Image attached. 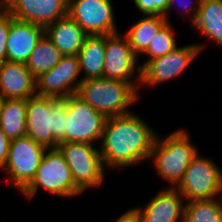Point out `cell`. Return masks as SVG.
Masks as SVG:
<instances>
[{
  "instance_id": "1",
  "label": "cell",
  "mask_w": 222,
  "mask_h": 222,
  "mask_svg": "<svg viewBox=\"0 0 222 222\" xmlns=\"http://www.w3.org/2000/svg\"><path fill=\"white\" fill-rule=\"evenodd\" d=\"M157 135L152 126L134 111L107 117L98 145L106 170L132 168L148 161Z\"/></svg>"
},
{
  "instance_id": "2",
  "label": "cell",
  "mask_w": 222,
  "mask_h": 222,
  "mask_svg": "<svg viewBox=\"0 0 222 222\" xmlns=\"http://www.w3.org/2000/svg\"><path fill=\"white\" fill-rule=\"evenodd\" d=\"M187 129L179 128L164 138L157 135L151 151L150 159L157 175L175 188L182 180L188 166L199 153L193 146Z\"/></svg>"
},
{
  "instance_id": "3",
  "label": "cell",
  "mask_w": 222,
  "mask_h": 222,
  "mask_svg": "<svg viewBox=\"0 0 222 222\" xmlns=\"http://www.w3.org/2000/svg\"><path fill=\"white\" fill-rule=\"evenodd\" d=\"M139 93L131 83L101 77L82 80L76 95L106 117H115L133 112L130 106Z\"/></svg>"
},
{
  "instance_id": "4",
  "label": "cell",
  "mask_w": 222,
  "mask_h": 222,
  "mask_svg": "<svg viewBox=\"0 0 222 222\" xmlns=\"http://www.w3.org/2000/svg\"><path fill=\"white\" fill-rule=\"evenodd\" d=\"M41 188L66 199L83 193L75 185L68 164L57 148L44 152L35 177L21 194L30 201Z\"/></svg>"
},
{
  "instance_id": "5",
  "label": "cell",
  "mask_w": 222,
  "mask_h": 222,
  "mask_svg": "<svg viewBox=\"0 0 222 222\" xmlns=\"http://www.w3.org/2000/svg\"><path fill=\"white\" fill-rule=\"evenodd\" d=\"M57 149L67 162L75 185L82 192L103 184L106 168L95 144L65 142L59 143Z\"/></svg>"
},
{
  "instance_id": "6",
  "label": "cell",
  "mask_w": 222,
  "mask_h": 222,
  "mask_svg": "<svg viewBox=\"0 0 222 222\" xmlns=\"http://www.w3.org/2000/svg\"><path fill=\"white\" fill-rule=\"evenodd\" d=\"M175 188L186 202L222 197V170L212 159L198 153Z\"/></svg>"
},
{
  "instance_id": "7",
  "label": "cell",
  "mask_w": 222,
  "mask_h": 222,
  "mask_svg": "<svg viewBox=\"0 0 222 222\" xmlns=\"http://www.w3.org/2000/svg\"><path fill=\"white\" fill-rule=\"evenodd\" d=\"M46 150L44 146L36 143L27 135L11 140L8 158L3 170L6 179L20 193L35 177Z\"/></svg>"
},
{
  "instance_id": "8",
  "label": "cell",
  "mask_w": 222,
  "mask_h": 222,
  "mask_svg": "<svg viewBox=\"0 0 222 222\" xmlns=\"http://www.w3.org/2000/svg\"><path fill=\"white\" fill-rule=\"evenodd\" d=\"M203 46L202 43L177 46L165 56L149 60L141 68L140 85L154 87L179 78L203 51Z\"/></svg>"
},
{
  "instance_id": "9",
  "label": "cell",
  "mask_w": 222,
  "mask_h": 222,
  "mask_svg": "<svg viewBox=\"0 0 222 222\" xmlns=\"http://www.w3.org/2000/svg\"><path fill=\"white\" fill-rule=\"evenodd\" d=\"M138 61L124 34L106 35L104 78L131 83L139 91L141 67Z\"/></svg>"
},
{
  "instance_id": "10",
  "label": "cell",
  "mask_w": 222,
  "mask_h": 222,
  "mask_svg": "<svg viewBox=\"0 0 222 222\" xmlns=\"http://www.w3.org/2000/svg\"><path fill=\"white\" fill-rule=\"evenodd\" d=\"M66 108V142L99 144L107 117L76 94L67 97Z\"/></svg>"
},
{
  "instance_id": "11",
  "label": "cell",
  "mask_w": 222,
  "mask_h": 222,
  "mask_svg": "<svg viewBox=\"0 0 222 222\" xmlns=\"http://www.w3.org/2000/svg\"><path fill=\"white\" fill-rule=\"evenodd\" d=\"M112 0H74L68 15L88 35H111L120 32L115 21Z\"/></svg>"
},
{
  "instance_id": "12",
  "label": "cell",
  "mask_w": 222,
  "mask_h": 222,
  "mask_svg": "<svg viewBox=\"0 0 222 222\" xmlns=\"http://www.w3.org/2000/svg\"><path fill=\"white\" fill-rule=\"evenodd\" d=\"M77 55L63 56L51 70L36 78V95L67 98L75 95L82 82Z\"/></svg>"
},
{
  "instance_id": "13",
  "label": "cell",
  "mask_w": 222,
  "mask_h": 222,
  "mask_svg": "<svg viewBox=\"0 0 222 222\" xmlns=\"http://www.w3.org/2000/svg\"><path fill=\"white\" fill-rule=\"evenodd\" d=\"M55 98L35 95L27 99L26 135L46 149H54Z\"/></svg>"
},
{
  "instance_id": "14",
  "label": "cell",
  "mask_w": 222,
  "mask_h": 222,
  "mask_svg": "<svg viewBox=\"0 0 222 222\" xmlns=\"http://www.w3.org/2000/svg\"><path fill=\"white\" fill-rule=\"evenodd\" d=\"M2 6L13 18L46 27L68 15L62 0H3Z\"/></svg>"
},
{
  "instance_id": "15",
  "label": "cell",
  "mask_w": 222,
  "mask_h": 222,
  "mask_svg": "<svg viewBox=\"0 0 222 222\" xmlns=\"http://www.w3.org/2000/svg\"><path fill=\"white\" fill-rule=\"evenodd\" d=\"M184 197L176 188L166 187L143 207H136L142 222H183Z\"/></svg>"
},
{
  "instance_id": "16",
  "label": "cell",
  "mask_w": 222,
  "mask_h": 222,
  "mask_svg": "<svg viewBox=\"0 0 222 222\" xmlns=\"http://www.w3.org/2000/svg\"><path fill=\"white\" fill-rule=\"evenodd\" d=\"M36 95V77L24 63L5 61L0 66V99H28Z\"/></svg>"
},
{
  "instance_id": "17",
  "label": "cell",
  "mask_w": 222,
  "mask_h": 222,
  "mask_svg": "<svg viewBox=\"0 0 222 222\" xmlns=\"http://www.w3.org/2000/svg\"><path fill=\"white\" fill-rule=\"evenodd\" d=\"M43 34L44 27L14 18L6 43L7 61L26 64Z\"/></svg>"
},
{
  "instance_id": "18",
  "label": "cell",
  "mask_w": 222,
  "mask_h": 222,
  "mask_svg": "<svg viewBox=\"0 0 222 222\" xmlns=\"http://www.w3.org/2000/svg\"><path fill=\"white\" fill-rule=\"evenodd\" d=\"M44 33L64 56L77 55L88 36L69 15L46 26Z\"/></svg>"
},
{
  "instance_id": "19",
  "label": "cell",
  "mask_w": 222,
  "mask_h": 222,
  "mask_svg": "<svg viewBox=\"0 0 222 222\" xmlns=\"http://www.w3.org/2000/svg\"><path fill=\"white\" fill-rule=\"evenodd\" d=\"M106 35H88L77 54L82 80L103 77Z\"/></svg>"
},
{
  "instance_id": "20",
  "label": "cell",
  "mask_w": 222,
  "mask_h": 222,
  "mask_svg": "<svg viewBox=\"0 0 222 222\" xmlns=\"http://www.w3.org/2000/svg\"><path fill=\"white\" fill-rule=\"evenodd\" d=\"M189 26L222 48V0H201L195 22Z\"/></svg>"
},
{
  "instance_id": "21",
  "label": "cell",
  "mask_w": 222,
  "mask_h": 222,
  "mask_svg": "<svg viewBox=\"0 0 222 222\" xmlns=\"http://www.w3.org/2000/svg\"><path fill=\"white\" fill-rule=\"evenodd\" d=\"M167 22L165 16L148 14L125 31L124 35L138 58L148 49L151 41Z\"/></svg>"
},
{
  "instance_id": "22",
  "label": "cell",
  "mask_w": 222,
  "mask_h": 222,
  "mask_svg": "<svg viewBox=\"0 0 222 222\" xmlns=\"http://www.w3.org/2000/svg\"><path fill=\"white\" fill-rule=\"evenodd\" d=\"M27 99H0V127L10 140L26 136Z\"/></svg>"
},
{
  "instance_id": "23",
  "label": "cell",
  "mask_w": 222,
  "mask_h": 222,
  "mask_svg": "<svg viewBox=\"0 0 222 222\" xmlns=\"http://www.w3.org/2000/svg\"><path fill=\"white\" fill-rule=\"evenodd\" d=\"M63 56L61 51L44 33L37 42L26 65L29 71L37 78L40 74L56 66Z\"/></svg>"
},
{
  "instance_id": "24",
  "label": "cell",
  "mask_w": 222,
  "mask_h": 222,
  "mask_svg": "<svg viewBox=\"0 0 222 222\" xmlns=\"http://www.w3.org/2000/svg\"><path fill=\"white\" fill-rule=\"evenodd\" d=\"M221 198L187 201L183 222H222Z\"/></svg>"
},
{
  "instance_id": "25",
  "label": "cell",
  "mask_w": 222,
  "mask_h": 222,
  "mask_svg": "<svg viewBox=\"0 0 222 222\" xmlns=\"http://www.w3.org/2000/svg\"><path fill=\"white\" fill-rule=\"evenodd\" d=\"M171 21L167 22L157 33L155 38L151 41L148 49L142 54L146 56L144 63L140 65L142 68L149 60L157 57L165 56L177 47L175 31Z\"/></svg>"
},
{
  "instance_id": "26",
  "label": "cell",
  "mask_w": 222,
  "mask_h": 222,
  "mask_svg": "<svg viewBox=\"0 0 222 222\" xmlns=\"http://www.w3.org/2000/svg\"><path fill=\"white\" fill-rule=\"evenodd\" d=\"M67 98H55L54 149L66 142Z\"/></svg>"
},
{
  "instance_id": "27",
  "label": "cell",
  "mask_w": 222,
  "mask_h": 222,
  "mask_svg": "<svg viewBox=\"0 0 222 222\" xmlns=\"http://www.w3.org/2000/svg\"><path fill=\"white\" fill-rule=\"evenodd\" d=\"M200 2H201V0H194V1H192V0H169L168 8H167V18H166L167 21L169 22V20H170L169 16H168V15H170L169 12L172 9L176 8L178 10V12L179 11L181 12L180 14H182V16L184 18H185V16L189 17L190 24L192 25L195 22V19L197 17Z\"/></svg>"
},
{
  "instance_id": "28",
  "label": "cell",
  "mask_w": 222,
  "mask_h": 222,
  "mask_svg": "<svg viewBox=\"0 0 222 222\" xmlns=\"http://www.w3.org/2000/svg\"><path fill=\"white\" fill-rule=\"evenodd\" d=\"M142 15H162L167 18L169 0H132Z\"/></svg>"
},
{
  "instance_id": "29",
  "label": "cell",
  "mask_w": 222,
  "mask_h": 222,
  "mask_svg": "<svg viewBox=\"0 0 222 222\" xmlns=\"http://www.w3.org/2000/svg\"><path fill=\"white\" fill-rule=\"evenodd\" d=\"M14 18L12 15L3 7H0V66L7 61V40L10 29V23Z\"/></svg>"
},
{
  "instance_id": "30",
  "label": "cell",
  "mask_w": 222,
  "mask_h": 222,
  "mask_svg": "<svg viewBox=\"0 0 222 222\" xmlns=\"http://www.w3.org/2000/svg\"><path fill=\"white\" fill-rule=\"evenodd\" d=\"M11 140L6 136L0 127V169L3 170L6 164Z\"/></svg>"
},
{
  "instance_id": "31",
  "label": "cell",
  "mask_w": 222,
  "mask_h": 222,
  "mask_svg": "<svg viewBox=\"0 0 222 222\" xmlns=\"http://www.w3.org/2000/svg\"><path fill=\"white\" fill-rule=\"evenodd\" d=\"M111 222H142V219L136 207H131Z\"/></svg>"
},
{
  "instance_id": "32",
  "label": "cell",
  "mask_w": 222,
  "mask_h": 222,
  "mask_svg": "<svg viewBox=\"0 0 222 222\" xmlns=\"http://www.w3.org/2000/svg\"><path fill=\"white\" fill-rule=\"evenodd\" d=\"M67 6H69L74 0H62Z\"/></svg>"
}]
</instances>
